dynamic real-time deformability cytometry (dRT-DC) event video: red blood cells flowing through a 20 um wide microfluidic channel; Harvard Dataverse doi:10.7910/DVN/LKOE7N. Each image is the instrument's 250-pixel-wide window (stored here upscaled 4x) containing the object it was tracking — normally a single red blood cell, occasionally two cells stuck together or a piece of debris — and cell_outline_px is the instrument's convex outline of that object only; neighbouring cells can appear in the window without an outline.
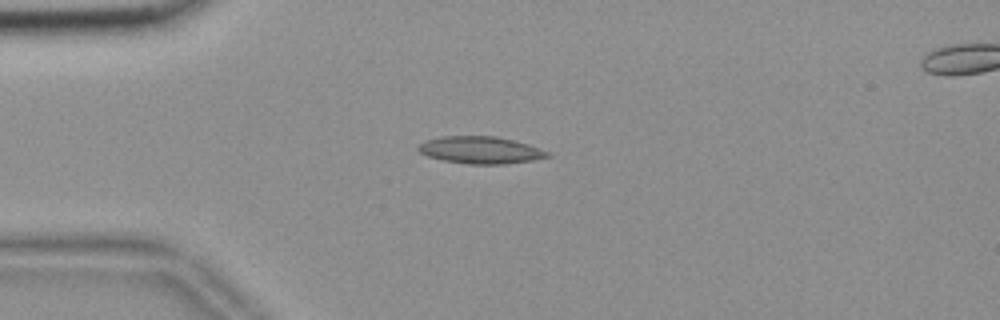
{"species": "common noctule bat (a hibernating species)", "species_latin": "Nyctalus noctula", "temperature_condition": "room temperature", "stored_images_in_passage": 45, "camera_frame_rate_fps": 3000, "um_per_image_px": 0.085, "animal": {"sex": "female", "body_mass_g": 18.4}, "frame": {"image": 1, "passage_image": 4, "time_ms": 1.0, "image_size_px": [1000, 320], "cell_outline_px": [[552, 156], [532, 160], [504, 164], [468, 164], [444, 160], [428, 156], [420, 152], [416, 148], [424, 140], [444, 136], [496, 136], [528, 144], [548, 152]], "centroid_in_image_um": [40.82, 12.75], "position_along_channel_um": 44.2, "area_um2": 20.29}}
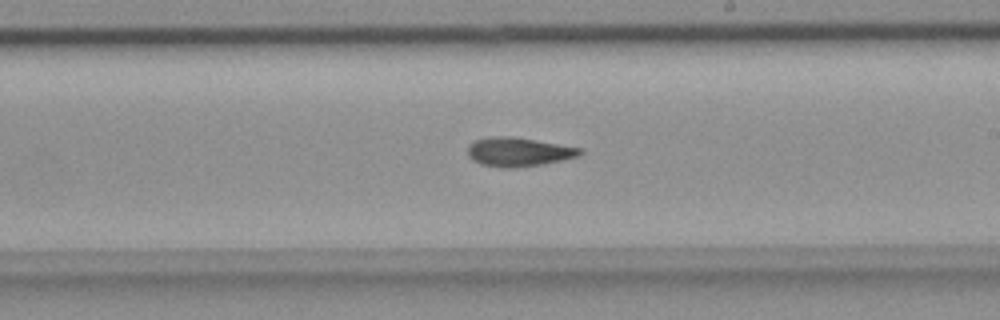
{"frame": {"image": 2, "passage_image": 22, "time_ms": 7.0, "image_size_px": [1000, 320], "cell_outline_px": [[584, 152], [576, 156], [560, 160], [540, 164], [516, 168], [500, 168], [480, 164], [472, 160], [468, 156], [468, 144], [476, 140], [492, 136], [508, 136], [584, 148]], "centroid_in_image_um": [44.03, 12.92], "position_along_channel_um": 245.0, "area_um2": 18.84}}
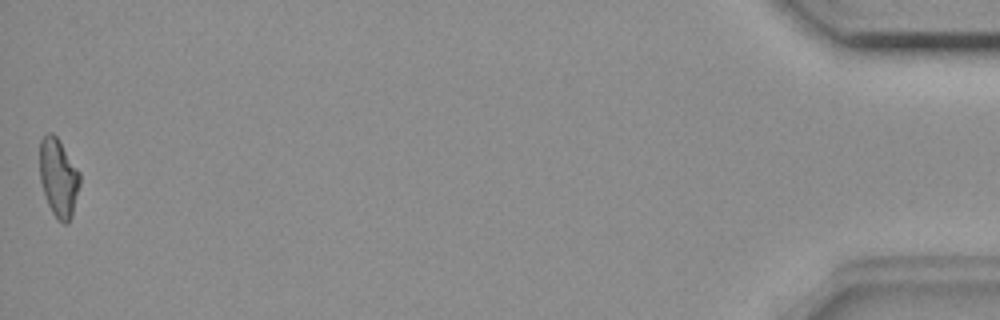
{"frame": {"image": 3, "passage_image": 45, "time_ms": 14.667, "image_size_px": [1000, 320], "cell_outline_px": [[80, 184], [72, 216], [68, 224], [64, 224], [56, 220], [48, 204], [40, 180], [40, 140], [48, 132], [52, 132], [60, 140], [80, 172]], "centroid_in_image_um": [4.98, 15.11], "position_along_channel_um": 430.2, "area_um2": 18.5}, "authors_computed_cell_mechanics": {"area_um2": 18.6116, "velocity_mm_per_s": 3.6818, "shape_relaxation_time_tau1_ms": null, "shape_relaxation_time_tau2_ms": 7.6958, "deformation_change_tau1": null, "deformation_change_tau2": 0.1569}}